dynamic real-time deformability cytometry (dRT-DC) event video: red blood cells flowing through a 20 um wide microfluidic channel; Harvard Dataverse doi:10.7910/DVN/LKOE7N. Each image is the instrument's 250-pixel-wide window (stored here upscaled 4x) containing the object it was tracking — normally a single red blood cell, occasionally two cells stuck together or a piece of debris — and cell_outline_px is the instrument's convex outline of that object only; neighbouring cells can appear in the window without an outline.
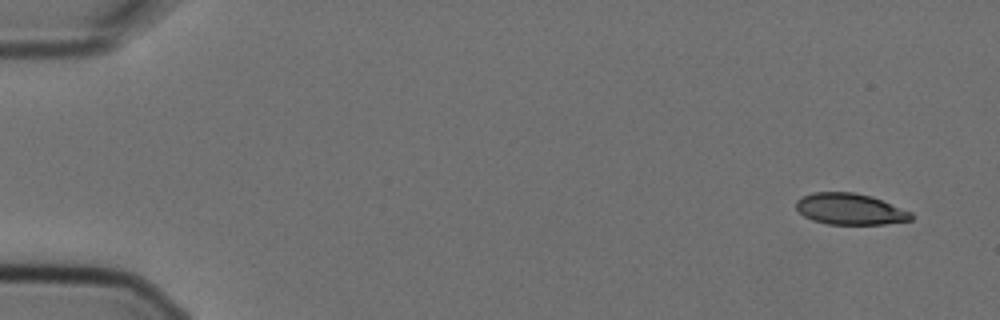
{"species": "Egyptian fruit bat (a non-hibernating species)", "species_latin": "Rousettus aegyptiacus", "temperature_condition": "cold", "stored_images_in_passage": 5, "camera_frame_rate_fps": 3000, "um_per_image_px": 0.085, "animal": {"sex": "female"}, "frame": {"image": 1, "passage_image": 1, "time_ms": 0.0, "image_size_px": [1000, 320], "cell_outline_px": [[912, 220], [884, 224], [828, 224], [812, 220], [804, 216], [796, 208], [796, 200], [800, 196], [812, 192], [852, 192], [872, 196], [912, 212]], "centroid_in_image_um": [72.23, 17.76], "position_along_channel_um": 12.8, "area_um2": 21.04}}